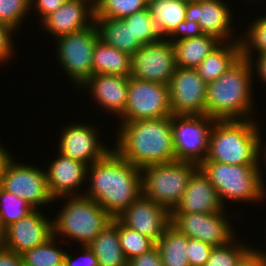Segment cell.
Segmentation results:
<instances>
[{
  "label": "cell",
  "instance_id": "cell-48",
  "mask_svg": "<svg viewBox=\"0 0 266 266\" xmlns=\"http://www.w3.org/2000/svg\"><path fill=\"white\" fill-rule=\"evenodd\" d=\"M3 246V231L0 229V248Z\"/></svg>",
  "mask_w": 266,
  "mask_h": 266
},
{
  "label": "cell",
  "instance_id": "cell-25",
  "mask_svg": "<svg viewBox=\"0 0 266 266\" xmlns=\"http://www.w3.org/2000/svg\"><path fill=\"white\" fill-rule=\"evenodd\" d=\"M227 44V45H226ZM242 56L240 40L221 43L195 68L202 80L209 84L218 79Z\"/></svg>",
  "mask_w": 266,
  "mask_h": 266
},
{
  "label": "cell",
  "instance_id": "cell-29",
  "mask_svg": "<svg viewBox=\"0 0 266 266\" xmlns=\"http://www.w3.org/2000/svg\"><path fill=\"white\" fill-rule=\"evenodd\" d=\"M164 266H190L188 261V237L169 226L155 244Z\"/></svg>",
  "mask_w": 266,
  "mask_h": 266
},
{
  "label": "cell",
  "instance_id": "cell-18",
  "mask_svg": "<svg viewBox=\"0 0 266 266\" xmlns=\"http://www.w3.org/2000/svg\"><path fill=\"white\" fill-rule=\"evenodd\" d=\"M226 5L222 0H187L185 20L198 22L203 34L228 42L232 22Z\"/></svg>",
  "mask_w": 266,
  "mask_h": 266
},
{
  "label": "cell",
  "instance_id": "cell-2",
  "mask_svg": "<svg viewBox=\"0 0 266 266\" xmlns=\"http://www.w3.org/2000/svg\"><path fill=\"white\" fill-rule=\"evenodd\" d=\"M115 151L134 166L176 161L171 116L122 122Z\"/></svg>",
  "mask_w": 266,
  "mask_h": 266
},
{
  "label": "cell",
  "instance_id": "cell-26",
  "mask_svg": "<svg viewBox=\"0 0 266 266\" xmlns=\"http://www.w3.org/2000/svg\"><path fill=\"white\" fill-rule=\"evenodd\" d=\"M172 43L176 67L195 69L222 42L214 36L202 34Z\"/></svg>",
  "mask_w": 266,
  "mask_h": 266
},
{
  "label": "cell",
  "instance_id": "cell-40",
  "mask_svg": "<svg viewBox=\"0 0 266 266\" xmlns=\"http://www.w3.org/2000/svg\"><path fill=\"white\" fill-rule=\"evenodd\" d=\"M203 33L201 31L200 25L198 22L194 21H182L178 24L177 29L171 36H177V35H182L179 37V39H174L169 41H177V40H183V39H188V38H193V37H198L201 36Z\"/></svg>",
  "mask_w": 266,
  "mask_h": 266
},
{
  "label": "cell",
  "instance_id": "cell-22",
  "mask_svg": "<svg viewBox=\"0 0 266 266\" xmlns=\"http://www.w3.org/2000/svg\"><path fill=\"white\" fill-rule=\"evenodd\" d=\"M128 84L129 77L126 76L96 74L92 75L83 87H91L92 95L98 104L121 117L127 104Z\"/></svg>",
  "mask_w": 266,
  "mask_h": 266
},
{
  "label": "cell",
  "instance_id": "cell-37",
  "mask_svg": "<svg viewBox=\"0 0 266 266\" xmlns=\"http://www.w3.org/2000/svg\"><path fill=\"white\" fill-rule=\"evenodd\" d=\"M29 8L30 0H0V23L15 30Z\"/></svg>",
  "mask_w": 266,
  "mask_h": 266
},
{
  "label": "cell",
  "instance_id": "cell-44",
  "mask_svg": "<svg viewBox=\"0 0 266 266\" xmlns=\"http://www.w3.org/2000/svg\"><path fill=\"white\" fill-rule=\"evenodd\" d=\"M0 266H23L22 255L2 246L0 248Z\"/></svg>",
  "mask_w": 266,
  "mask_h": 266
},
{
  "label": "cell",
  "instance_id": "cell-23",
  "mask_svg": "<svg viewBox=\"0 0 266 266\" xmlns=\"http://www.w3.org/2000/svg\"><path fill=\"white\" fill-rule=\"evenodd\" d=\"M87 247L97 257L99 266H128L119 242L117 218H113Z\"/></svg>",
  "mask_w": 266,
  "mask_h": 266
},
{
  "label": "cell",
  "instance_id": "cell-21",
  "mask_svg": "<svg viewBox=\"0 0 266 266\" xmlns=\"http://www.w3.org/2000/svg\"><path fill=\"white\" fill-rule=\"evenodd\" d=\"M50 164L46 172L47 186L53 199L73 196L87 176V165L62 154Z\"/></svg>",
  "mask_w": 266,
  "mask_h": 266
},
{
  "label": "cell",
  "instance_id": "cell-11",
  "mask_svg": "<svg viewBox=\"0 0 266 266\" xmlns=\"http://www.w3.org/2000/svg\"><path fill=\"white\" fill-rule=\"evenodd\" d=\"M175 68V49L168 39L142 45L131 55L130 76L136 79L168 85Z\"/></svg>",
  "mask_w": 266,
  "mask_h": 266
},
{
  "label": "cell",
  "instance_id": "cell-17",
  "mask_svg": "<svg viewBox=\"0 0 266 266\" xmlns=\"http://www.w3.org/2000/svg\"><path fill=\"white\" fill-rule=\"evenodd\" d=\"M89 124H76L66 127L59 142V154L80 161L87 166L104 158L111 149L97 141L96 129ZM90 163V164H88Z\"/></svg>",
  "mask_w": 266,
  "mask_h": 266
},
{
  "label": "cell",
  "instance_id": "cell-1",
  "mask_svg": "<svg viewBox=\"0 0 266 266\" xmlns=\"http://www.w3.org/2000/svg\"><path fill=\"white\" fill-rule=\"evenodd\" d=\"M87 170L92 181L85 196L96 201L113 218L142 194L141 168L123 159L115 150Z\"/></svg>",
  "mask_w": 266,
  "mask_h": 266
},
{
  "label": "cell",
  "instance_id": "cell-36",
  "mask_svg": "<svg viewBox=\"0 0 266 266\" xmlns=\"http://www.w3.org/2000/svg\"><path fill=\"white\" fill-rule=\"evenodd\" d=\"M249 28L247 37L240 39V43L242 56L252 61L251 49L257 50L259 55L266 53V16L256 20Z\"/></svg>",
  "mask_w": 266,
  "mask_h": 266
},
{
  "label": "cell",
  "instance_id": "cell-47",
  "mask_svg": "<svg viewBox=\"0 0 266 266\" xmlns=\"http://www.w3.org/2000/svg\"><path fill=\"white\" fill-rule=\"evenodd\" d=\"M256 66L257 73H259L263 81H266V53L258 56Z\"/></svg>",
  "mask_w": 266,
  "mask_h": 266
},
{
  "label": "cell",
  "instance_id": "cell-45",
  "mask_svg": "<svg viewBox=\"0 0 266 266\" xmlns=\"http://www.w3.org/2000/svg\"><path fill=\"white\" fill-rule=\"evenodd\" d=\"M83 260L84 265L83 266H99L97 257L94 255V253L87 247L83 246ZM64 266H80L76 260L74 261L73 258L66 253L65 255V263ZM82 266V265H81Z\"/></svg>",
  "mask_w": 266,
  "mask_h": 266
},
{
  "label": "cell",
  "instance_id": "cell-28",
  "mask_svg": "<svg viewBox=\"0 0 266 266\" xmlns=\"http://www.w3.org/2000/svg\"><path fill=\"white\" fill-rule=\"evenodd\" d=\"M187 0H148V9L162 37L172 35L185 20Z\"/></svg>",
  "mask_w": 266,
  "mask_h": 266
},
{
  "label": "cell",
  "instance_id": "cell-6",
  "mask_svg": "<svg viewBox=\"0 0 266 266\" xmlns=\"http://www.w3.org/2000/svg\"><path fill=\"white\" fill-rule=\"evenodd\" d=\"M75 195L69 196L70 200L53 221V236L60 233L87 246L112 222L113 217L93 199Z\"/></svg>",
  "mask_w": 266,
  "mask_h": 266
},
{
  "label": "cell",
  "instance_id": "cell-43",
  "mask_svg": "<svg viewBox=\"0 0 266 266\" xmlns=\"http://www.w3.org/2000/svg\"><path fill=\"white\" fill-rule=\"evenodd\" d=\"M66 0H30V4L35 2V7L40 12L42 20L50 13L59 9Z\"/></svg>",
  "mask_w": 266,
  "mask_h": 266
},
{
  "label": "cell",
  "instance_id": "cell-14",
  "mask_svg": "<svg viewBox=\"0 0 266 266\" xmlns=\"http://www.w3.org/2000/svg\"><path fill=\"white\" fill-rule=\"evenodd\" d=\"M14 163L12 160L8 163L2 177L0 186L4 190L27 201L34 209L54 201L48 190L45 171Z\"/></svg>",
  "mask_w": 266,
  "mask_h": 266
},
{
  "label": "cell",
  "instance_id": "cell-16",
  "mask_svg": "<svg viewBox=\"0 0 266 266\" xmlns=\"http://www.w3.org/2000/svg\"><path fill=\"white\" fill-rule=\"evenodd\" d=\"M53 237V222L34 209L26 217L12 223L3 231V246L18 253L42 245Z\"/></svg>",
  "mask_w": 266,
  "mask_h": 266
},
{
  "label": "cell",
  "instance_id": "cell-42",
  "mask_svg": "<svg viewBox=\"0 0 266 266\" xmlns=\"http://www.w3.org/2000/svg\"><path fill=\"white\" fill-rule=\"evenodd\" d=\"M238 266H266V253L251 248L241 258Z\"/></svg>",
  "mask_w": 266,
  "mask_h": 266
},
{
  "label": "cell",
  "instance_id": "cell-20",
  "mask_svg": "<svg viewBox=\"0 0 266 266\" xmlns=\"http://www.w3.org/2000/svg\"><path fill=\"white\" fill-rule=\"evenodd\" d=\"M85 1L87 2V0H66L59 9L41 20L45 29L58 38L90 27L92 24L87 18L93 22L94 3L90 2L89 6Z\"/></svg>",
  "mask_w": 266,
  "mask_h": 266
},
{
  "label": "cell",
  "instance_id": "cell-33",
  "mask_svg": "<svg viewBox=\"0 0 266 266\" xmlns=\"http://www.w3.org/2000/svg\"><path fill=\"white\" fill-rule=\"evenodd\" d=\"M123 20L131 25L134 38H137L142 45L161 39L155 20L148 8L124 17Z\"/></svg>",
  "mask_w": 266,
  "mask_h": 266
},
{
  "label": "cell",
  "instance_id": "cell-15",
  "mask_svg": "<svg viewBox=\"0 0 266 266\" xmlns=\"http://www.w3.org/2000/svg\"><path fill=\"white\" fill-rule=\"evenodd\" d=\"M124 226L138 231L155 243L170 224V211L142 194L116 217Z\"/></svg>",
  "mask_w": 266,
  "mask_h": 266
},
{
  "label": "cell",
  "instance_id": "cell-12",
  "mask_svg": "<svg viewBox=\"0 0 266 266\" xmlns=\"http://www.w3.org/2000/svg\"><path fill=\"white\" fill-rule=\"evenodd\" d=\"M222 211L214 213L170 212V224L188 238H195L213 247L232 242V228Z\"/></svg>",
  "mask_w": 266,
  "mask_h": 266
},
{
  "label": "cell",
  "instance_id": "cell-34",
  "mask_svg": "<svg viewBox=\"0 0 266 266\" xmlns=\"http://www.w3.org/2000/svg\"><path fill=\"white\" fill-rule=\"evenodd\" d=\"M118 235L120 246L129 261L135 256L148 252L155 246V242L138 231L124 226L118 220Z\"/></svg>",
  "mask_w": 266,
  "mask_h": 266
},
{
  "label": "cell",
  "instance_id": "cell-35",
  "mask_svg": "<svg viewBox=\"0 0 266 266\" xmlns=\"http://www.w3.org/2000/svg\"><path fill=\"white\" fill-rule=\"evenodd\" d=\"M249 250L250 248L246 245L241 246V244H232L231 242L213 247L205 266H238L241 258Z\"/></svg>",
  "mask_w": 266,
  "mask_h": 266
},
{
  "label": "cell",
  "instance_id": "cell-5",
  "mask_svg": "<svg viewBox=\"0 0 266 266\" xmlns=\"http://www.w3.org/2000/svg\"><path fill=\"white\" fill-rule=\"evenodd\" d=\"M198 168L215 187L219 200H259L264 195V184L259 165H230L205 160Z\"/></svg>",
  "mask_w": 266,
  "mask_h": 266
},
{
  "label": "cell",
  "instance_id": "cell-9",
  "mask_svg": "<svg viewBox=\"0 0 266 266\" xmlns=\"http://www.w3.org/2000/svg\"><path fill=\"white\" fill-rule=\"evenodd\" d=\"M98 40L94 23L86 29L57 38L59 62L80 87L93 75L92 56Z\"/></svg>",
  "mask_w": 266,
  "mask_h": 266
},
{
  "label": "cell",
  "instance_id": "cell-4",
  "mask_svg": "<svg viewBox=\"0 0 266 266\" xmlns=\"http://www.w3.org/2000/svg\"><path fill=\"white\" fill-rule=\"evenodd\" d=\"M251 120H216L210 133L206 160L230 165H258L261 138L256 122Z\"/></svg>",
  "mask_w": 266,
  "mask_h": 266
},
{
  "label": "cell",
  "instance_id": "cell-27",
  "mask_svg": "<svg viewBox=\"0 0 266 266\" xmlns=\"http://www.w3.org/2000/svg\"><path fill=\"white\" fill-rule=\"evenodd\" d=\"M93 75L112 74L130 77L131 55L97 41L92 56Z\"/></svg>",
  "mask_w": 266,
  "mask_h": 266
},
{
  "label": "cell",
  "instance_id": "cell-3",
  "mask_svg": "<svg viewBox=\"0 0 266 266\" xmlns=\"http://www.w3.org/2000/svg\"><path fill=\"white\" fill-rule=\"evenodd\" d=\"M252 62L241 56L206 87V115L214 120H246L251 112Z\"/></svg>",
  "mask_w": 266,
  "mask_h": 266
},
{
  "label": "cell",
  "instance_id": "cell-7",
  "mask_svg": "<svg viewBox=\"0 0 266 266\" xmlns=\"http://www.w3.org/2000/svg\"><path fill=\"white\" fill-rule=\"evenodd\" d=\"M197 169L195 163L183 161L145 166L141 168L142 195L171 212L181 201L188 181Z\"/></svg>",
  "mask_w": 266,
  "mask_h": 266
},
{
  "label": "cell",
  "instance_id": "cell-30",
  "mask_svg": "<svg viewBox=\"0 0 266 266\" xmlns=\"http://www.w3.org/2000/svg\"><path fill=\"white\" fill-rule=\"evenodd\" d=\"M94 18L123 19L148 8V0H92Z\"/></svg>",
  "mask_w": 266,
  "mask_h": 266
},
{
  "label": "cell",
  "instance_id": "cell-39",
  "mask_svg": "<svg viewBox=\"0 0 266 266\" xmlns=\"http://www.w3.org/2000/svg\"><path fill=\"white\" fill-rule=\"evenodd\" d=\"M128 266H164L157 246L148 252L133 257L128 261Z\"/></svg>",
  "mask_w": 266,
  "mask_h": 266
},
{
  "label": "cell",
  "instance_id": "cell-24",
  "mask_svg": "<svg viewBox=\"0 0 266 266\" xmlns=\"http://www.w3.org/2000/svg\"><path fill=\"white\" fill-rule=\"evenodd\" d=\"M93 22L99 39L115 49L133 55L142 46L138 39L134 38L131 25L123 19L94 18Z\"/></svg>",
  "mask_w": 266,
  "mask_h": 266
},
{
  "label": "cell",
  "instance_id": "cell-13",
  "mask_svg": "<svg viewBox=\"0 0 266 266\" xmlns=\"http://www.w3.org/2000/svg\"><path fill=\"white\" fill-rule=\"evenodd\" d=\"M168 86L172 114L206 115L207 84L196 69L176 67Z\"/></svg>",
  "mask_w": 266,
  "mask_h": 266
},
{
  "label": "cell",
  "instance_id": "cell-19",
  "mask_svg": "<svg viewBox=\"0 0 266 266\" xmlns=\"http://www.w3.org/2000/svg\"><path fill=\"white\" fill-rule=\"evenodd\" d=\"M223 209L215 187L198 168L190 177L181 201L171 212L214 213Z\"/></svg>",
  "mask_w": 266,
  "mask_h": 266
},
{
  "label": "cell",
  "instance_id": "cell-32",
  "mask_svg": "<svg viewBox=\"0 0 266 266\" xmlns=\"http://www.w3.org/2000/svg\"><path fill=\"white\" fill-rule=\"evenodd\" d=\"M34 210L30 204L7 192L0 186V229L4 231L9 225L26 217Z\"/></svg>",
  "mask_w": 266,
  "mask_h": 266
},
{
  "label": "cell",
  "instance_id": "cell-8",
  "mask_svg": "<svg viewBox=\"0 0 266 266\" xmlns=\"http://www.w3.org/2000/svg\"><path fill=\"white\" fill-rule=\"evenodd\" d=\"M208 115L171 116V127L176 161L200 165L207 158L212 123ZM211 128H210V127Z\"/></svg>",
  "mask_w": 266,
  "mask_h": 266
},
{
  "label": "cell",
  "instance_id": "cell-38",
  "mask_svg": "<svg viewBox=\"0 0 266 266\" xmlns=\"http://www.w3.org/2000/svg\"><path fill=\"white\" fill-rule=\"evenodd\" d=\"M187 248L190 266H205L213 246L195 238H188Z\"/></svg>",
  "mask_w": 266,
  "mask_h": 266
},
{
  "label": "cell",
  "instance_id": "cell-31",
  "mask_svg": "<svg viewBox=\"0 0 266 266\" xmlns=\"http://www.w3.org/2000/svg\"><path fill=\"white\" fill-rule=\"evenodd\" d=\"M54 238L21 254L23 266H64L66 252L54 247Z\"/></svg>",
  "mask_w": 266,
  "mask_h": 266
},
{
  "label": "cell",
  "instance_id": "cell-46",
  "mask_svg": "<svg viewBox=\"0 0 266 266\" xmlns=\"http://www.w3.org/2000/svg\"><path fill=\"white\" fill-rule=\"evenodd\" d=\"M11 160L13 159H11V156L8 154V152L3 148V146H0V184L6 167Z\"/></svg>",
  "mask_w": 266,
  "mask_h": 266
},
{
  "label": "cell",
  "instance_id": "cell-10",
  "mask_svg": "<svg viewBox=\"0 0 266 266\" xmlns=\"http://www.w3.org/2000/svg\"><path fill=\"white\" fill-rule=\"evenodd\" d=\"M169 86L129 77L127 104L122 122L172 116Z\"/></svg>",
  "mask_w": 266,
  "mask_h": 266
},
{
  "label": "cell",
  "instance_id": "cell-41",
  "mask_svg": "<svg viewBox=\"0 0 266 266\" xmlns=\"http://www.w3.org/2000/svg\"><path fill=\"white\" fill-rule=\"evenodd\" d=\"M13 31L14 29L0 23V62L8 60L13 51L12 37H10Z\"/></svg>",
  "mask_w": 266,
  "mask_h": 266
}]
</instances>
